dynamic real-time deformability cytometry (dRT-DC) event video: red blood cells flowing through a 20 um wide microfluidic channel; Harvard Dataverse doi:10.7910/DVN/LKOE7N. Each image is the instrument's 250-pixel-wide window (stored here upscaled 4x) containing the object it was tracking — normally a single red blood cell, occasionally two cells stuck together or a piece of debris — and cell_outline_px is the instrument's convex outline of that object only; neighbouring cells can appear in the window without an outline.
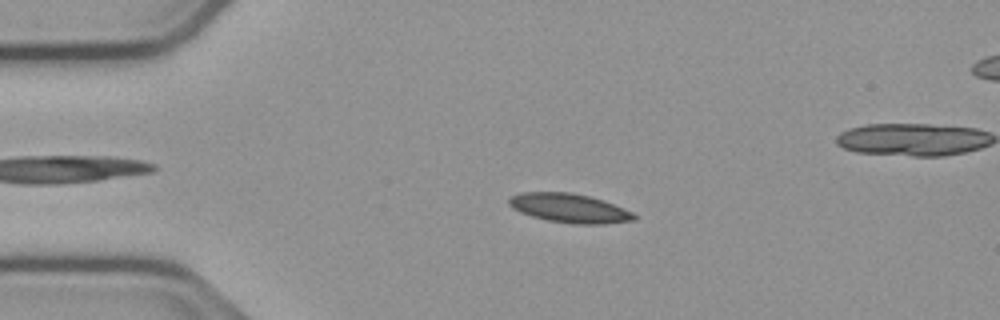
{"species": "common noctule bat (a hibernating species)", "species_latin": "Nyctalus noctula", "temperature_condition": "cold", "stored_images_in_passage": 54, "camera_frame_rate_fps": 3000, "um_per_image_px": 0.085, "animal": {"sex": "male", "body_mass_g": 23.1, "forearm_length_mm": 52.7}, "frame": {"image": 1, "passage_image": 11, "time_ms": 3.333, "image_size_px": [1000, 320], "cell_outline_px": [[636, 220], [604, 224], [572, 224], [548, 220], [532, 216], [520, 212], [512, 208], [508, 204], [508, 200], [512, 196], [520, 192], [572, 192], [604, 200], [624, 208], [632, 212], [636, 216]], "centroid_in_image_um": [48.41, 17.69], "position_along_channel_um": 36.6, "area_um2": 21.27}}
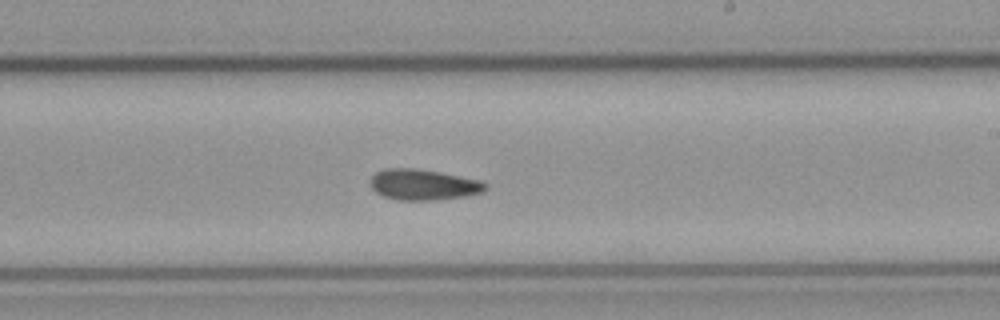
{"frame": {"image": 2, "passage_image": 31, "time_ms": 10.0, "image_size_px": [1000, 320], "cell_outline_px": [[488, 188], [484, 192], [464, 196], [432, 200], [396, 200], [384, 196], [376, 192], [372, 188], [372, 176], [376, 172], [384, 168], [416, 168], [440, 172], [480, 180], [488, 184]], "centroid_in_image_um": [36.01, 15.69], "position_along_channel_um": 253.0, "area_um2": 20.63}}
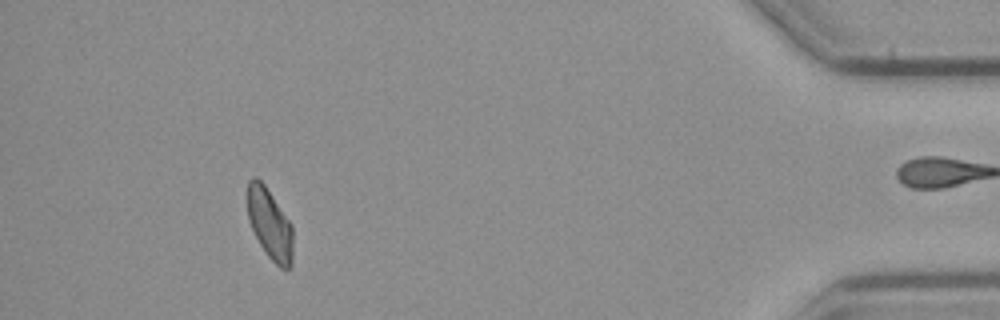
{"frame": {"image": 3, "passage_image": 49, "time_ms": 16.0, "image_size_px": [1000, 320], "cell_outline_px": [[292, 268], [280, 268], [268, 256], [260, 244], [248, 220], [248, 180], [252, 176], [256, 176], [264, 184], [292, 224]], "centroid_in_image_um": [22.93, 19.03], "position_along_channel_um": 412.3, "area_um2": 18.61}, "authors_computed_cell_mechanics": {"area_um2": 19.9121, "velocity_mm_per_s": 3.7645, "shape_relaxation_time_tau1_ms": null, "shape_relaxation_time_tau2_ms": 6.5864, "deformation_change_tau1": null, "deformation_change_tau2": 0.112}}